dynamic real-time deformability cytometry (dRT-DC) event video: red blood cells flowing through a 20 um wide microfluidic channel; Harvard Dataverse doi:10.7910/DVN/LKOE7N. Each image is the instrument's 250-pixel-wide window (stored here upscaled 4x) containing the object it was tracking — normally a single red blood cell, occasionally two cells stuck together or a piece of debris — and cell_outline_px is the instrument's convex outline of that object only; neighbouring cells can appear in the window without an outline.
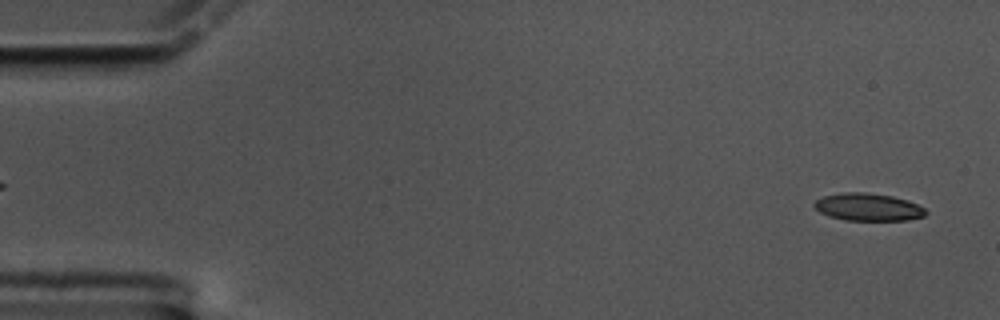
{"species": "common noctule bat (a hibernating species)", "species_latin": "Nyctalus noctula", "temperature_condition": "cold", "stored_images_in_passage": 9, "camera_frame_rate_fps": 3000, "um_per_image_px": 0.085, "animal": {"sex": "male", "body_mass_g": 17.5, "forearm_length_mm": 52.3}, "frame": {"image": 1, "passage_image": 2, "time_ms": 0.333, "image_size_px": [1000, 320], "cell_outline_px": [[928, 212], [924, 216], [908, 220], [844, 220], [828, 216], [820, 212], [812, 204], [816, 200], [824, 196], [840, 192], [864, 192], [892, 196], [908, 200], [924, 208]], "centroid_in_image_um": [73.78, 17.6], "position_along_channel_um": 11.2, "area_um2": 17.92}}
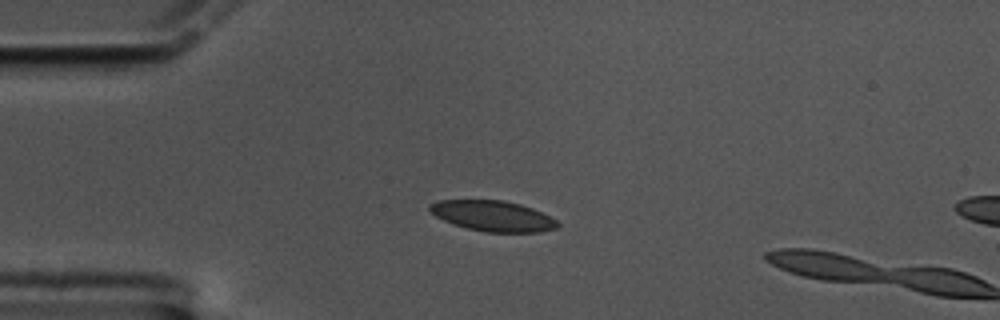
{"frame": {"image": 2, "passage_image": 7, "time_ms": 2.0, "image_size_px": [1000, 320], "cell_outline_px": [[560, 224], [556, 228], [540, 232], [484, 232], [468, 228], [444, 220], [436, 216], [428, 208], [428, 204], [436, 200], [504, 200], [520, 204], [532, 208], [556, 220]], "centroid_in_image_um": [41.88, 18.35], "position_along_channel_um": 43.1, "area_um2": 22.6}}